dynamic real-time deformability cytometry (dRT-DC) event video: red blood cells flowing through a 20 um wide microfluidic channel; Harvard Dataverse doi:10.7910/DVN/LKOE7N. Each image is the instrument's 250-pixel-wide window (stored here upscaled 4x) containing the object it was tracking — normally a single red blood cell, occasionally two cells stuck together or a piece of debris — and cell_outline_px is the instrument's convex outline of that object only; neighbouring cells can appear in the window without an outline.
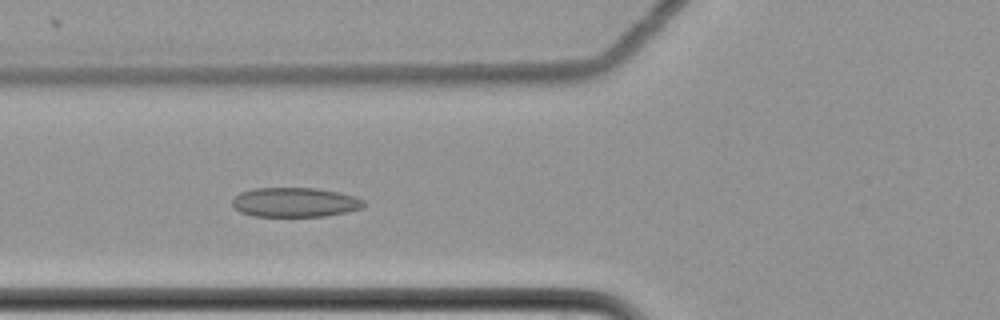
{"species": "common noctule bat (a hibernating species)", "species_latin": "Nyctalus noctula", "temperature_condition": "cold", "stored_images_in_passage": 8, "camera_frame_rate_fps": 3000, "um_per_image_px": 0.085, "animal": {"sex": "female", "body_mass_g": 22.7, "forearm_length_mm": 54.2}, "frame": {"image": 1, "passage_image": 8, "time_ms": 2.333, "image_size_px": [1000, 320], "cell_outline_px": [[364, 204], [360, 208], [348, 212], [324, 216], [256, 216], [240, 212], [232, 204], [232, 200], [240, 192], [256, 188], [316, 188], [340, 192], [364, 200]], "centroid_in_image_um": [25.07, 17.19], "position_along_channel_um": 100.7, "area_um2": 22.43}}